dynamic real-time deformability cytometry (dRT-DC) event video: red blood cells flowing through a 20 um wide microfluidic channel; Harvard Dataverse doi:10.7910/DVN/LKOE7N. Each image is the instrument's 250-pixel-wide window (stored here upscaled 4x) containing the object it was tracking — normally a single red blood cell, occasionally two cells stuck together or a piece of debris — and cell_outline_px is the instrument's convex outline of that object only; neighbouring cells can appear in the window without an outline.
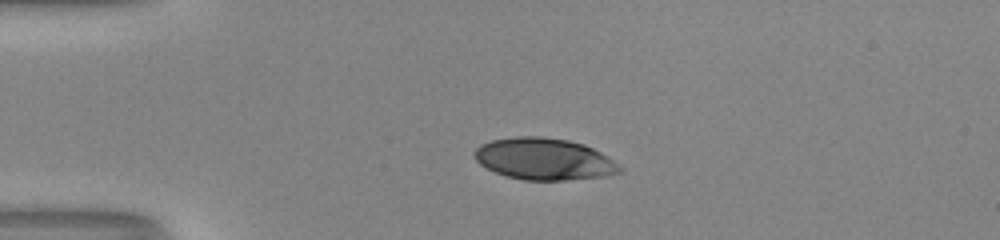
{"species": "human", "species_latin": "Homo sapiens", "temperature_condition": "room temperature", "stored_images_in_passage": 41, "camera_frame_rate_fps": 3000, "um_per_image_px": 0.085, "donor": {"sex": "male"}, "frame": {"image": 1, "passage_image": 1, "time_ms": 0.0, "image_size_px": [1000, 240], "cell_outline_px": [[620, 172], [596, 176], [560, 180], [528, 180], [508, 176], [496, 172], [480, 164], [476, 160], [476, 148], [492, 140], [520, 136], [536, 136], [568, 140], [584, 144], [600, 152], [620, 168]], "centroid_in_image_um": [46.2, 13.5], "position_along_channel_um": 38.8, "area_um2": 34.16}}
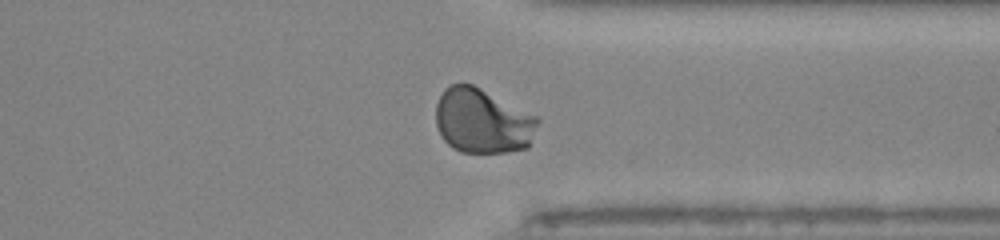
{"frame": {"image": 2, "passage_image": 29, "time_ms": 9.333, "image_size_px": [1000, 240], "cell_outline_px": [[540, 120], [528, 148], [508, 152], [464, 152], [448, 144], [440, 136], [436, 124], [436, 104], [444, 88], [452, 84], [472, 84], [536, 116]], "centroid_in_image_um": [41.01, 10.29], "position_along_channel_um": 370.4, "area_um2": 38.26}}
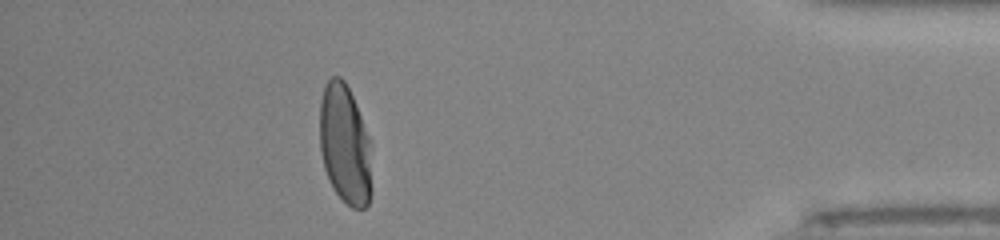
{"frame": {"image": 3, "passage_image": 35, "time_ms": 11.333, "image_size_px": [1000, 240], "cell_outline_px": [[368, 204], [364, 208], [352, 208], [336, 192], [324, 168], [320, 148], [320, 100], [324, 88], [328, 80], [332, 76], [340, 76], [344, 80], [352, 96], [360, 116], [368, 140]], "centroid_in_image_um": [29.24, 12.21], "position_along_channel_um": 406.0, "area_um2": 34.62}, "authors_computed_cell_mechanics": {"area_um2": 35.547, "velocity_mm_per_s": 4.0001, "shape_relaxation_time_tau1_ms": 3.571, "shape_relaxation_time_tau2_ms": null, "deformation_change_tau1": 0.1907, "deformation_change_tau2": null}}